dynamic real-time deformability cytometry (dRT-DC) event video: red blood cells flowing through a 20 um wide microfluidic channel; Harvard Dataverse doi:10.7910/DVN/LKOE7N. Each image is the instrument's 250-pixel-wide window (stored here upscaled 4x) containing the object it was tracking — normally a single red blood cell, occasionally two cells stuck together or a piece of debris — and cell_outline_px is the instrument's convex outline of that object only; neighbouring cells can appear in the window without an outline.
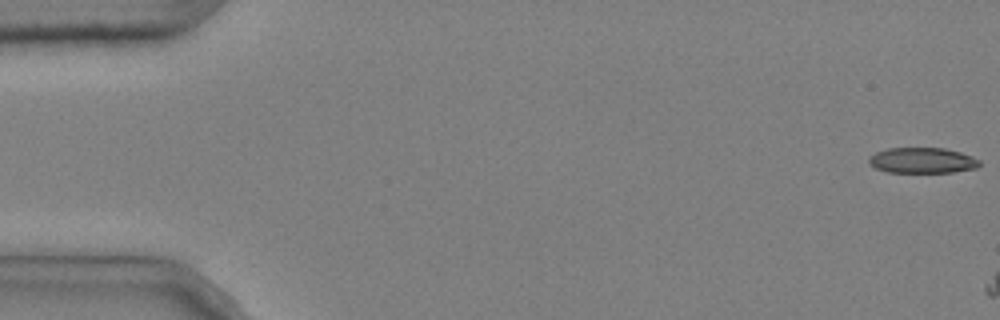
{"species": "common noctule bat (a hibernating species)", "species_latin": "Nyctalus noctula", "temperature_condition": "cold", "stored_images_in_passage": 5, "segment_of_instrument_passage": [1, 2], "camera_frame_rate_fps": 3000, "um_per_image_px": 0.085, "animal": {"sex": "male", "body_mass_g": 20.4}, "frame": {"image": 1, "passage_image": 1, "time_ms": 0.0, "image_size_px": [1000, 320], "cell_outline_px": [[980, 164], [976, 168], [952, 172], [888, 172], [876, 168], [868, 164], [868, 156], [876, 152], [888, 148], [944, 148], [960, 152], [972, 156], [980, 160]], "centroid_in_image_um": [78.37, 13.63], "position_along_channel_um": 6.6, "area_um2": 16.53}}